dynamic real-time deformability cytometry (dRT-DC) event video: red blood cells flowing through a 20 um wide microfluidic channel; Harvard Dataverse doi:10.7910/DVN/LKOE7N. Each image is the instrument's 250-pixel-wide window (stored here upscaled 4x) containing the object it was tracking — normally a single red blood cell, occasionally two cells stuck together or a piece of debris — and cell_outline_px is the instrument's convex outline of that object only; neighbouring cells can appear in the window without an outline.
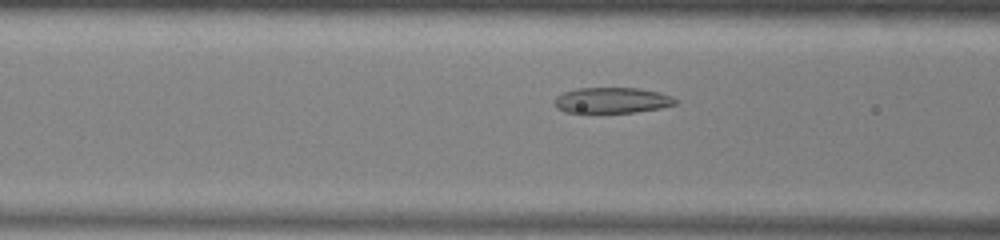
{"species": "common noctule bat (a hibernating species)", "species_latin": "Nyctalus noctula", "temperature_condition": "warm", "stored_images_in_passage": 36, "camera_frame_rate_fps": 3000, "um_per_image_px": 0.085, "animal": {"sex": "male", "body_mass_g": 13.0, "forearm_length_mm": 53.1}, "frame": {"image": 1, "passage_image": 12, "time_ms": 3.667, "image_size_px": [1000, 240], "cell_outline_px": [[676, 104], [660, 108], [636, 112], [564, 112], [556, 108], [556, 96], [564, 92], [576, 88], [636, 88], [660, 92], [672, 96], [676, 100]], "centroid_in_image_um": [52.03, 8.52], "position_along_channel_um": 114.6, "area_um2": 17.98}}
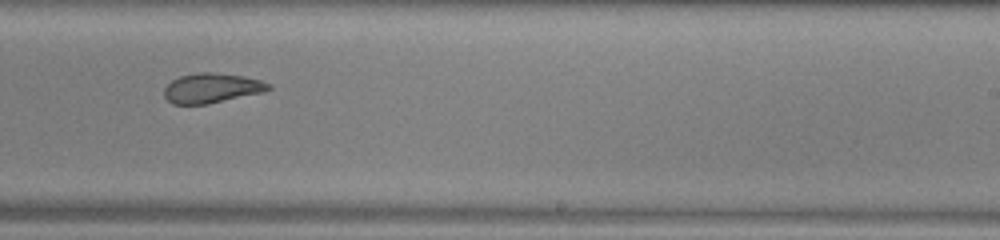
{"frame": {"image": 2, "passage_image": 24, "time_ms": 7.667, "image_size_px": [1000, 240], "cell_outline_px": [[272, 88], [264, 92], [208, 104], [172, 104], [164, 96], [164, 88], [172, 80], [180, 76], [200, 72], [216, 72], [244, 76], [260, 80], [272, 84]], "centroid_in_image_um": [18.02, 7.48], "position_along_channel_um": 271.0, "area_um2": 18.21}}
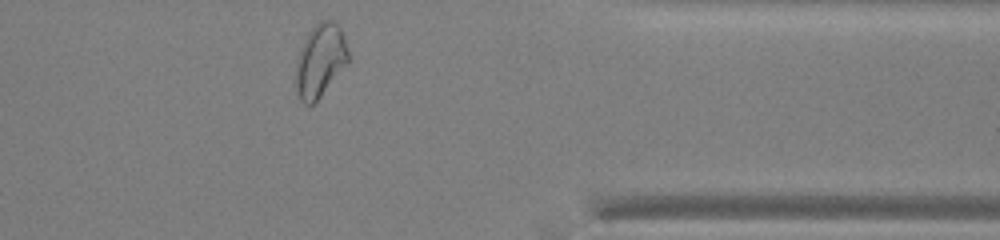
{"frame": {"image": 3, "passage_image": 34, "time_ms": 11.0, "image_size_px": [1000, 240], "cell_outline_px": [[348, 64], [320, 96], [312, 104], [304, 104], [300, 100], [296, 92], [296, 60], [300, 48], [308, 32], [320, 20], [332, 20], [340, 28], [344, 36], [348, 48]], "centroid_in_image_um": [27.21, 5.13], "position_along_channel_um": 384.2, "area_um2": 22.31}, "authors_computed_cell_mechanics": {"area_um2": 19.0162, "velocity_mm_per_s": 3.9185, "shape_relaxation_time_tau1_ms": null, "shape_relaxation_time_tau2_ms": 2.5184, "deformation_change_tau1": null, "deformation_change_tau2": 0.0947}}